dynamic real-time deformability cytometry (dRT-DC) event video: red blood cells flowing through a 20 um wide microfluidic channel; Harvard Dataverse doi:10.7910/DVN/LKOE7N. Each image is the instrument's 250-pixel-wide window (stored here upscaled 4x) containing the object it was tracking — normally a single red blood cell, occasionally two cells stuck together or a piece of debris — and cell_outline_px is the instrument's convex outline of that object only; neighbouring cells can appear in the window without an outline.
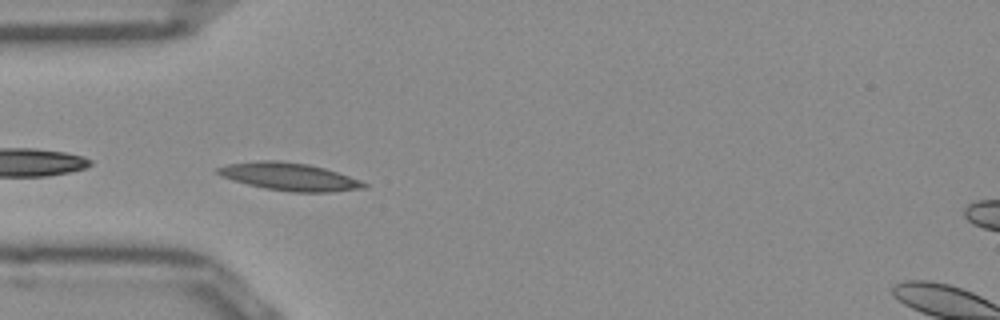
{"species": "Egyptian fruit bat (a non-hibernating species)", "species_latin": "Rousettus aegyptiacus", "temperature_condition": "room temperature", "stored_images_in_passage": 39, "camera_frame_rate_fps": 3000, "um_per_image_px": 0.085, "frame": {"image": 1, "passage_image": 2, "time_ms": 0.333, "image_size_px": [1000, 320], "cell_outline_px": [[368, 188], [332, 192], [292, 192], [264, 188], [232, 180], [220, 176], [216, 172], [216, 168], [228, 164], [260, 160], [276, 160], [308, 164], [324, 168], [360, 180], [368, 184]], "centroid_in_image_um": [24.6, 15.02], "position_along_channel_um": 60.4, "area_um2": 23.58}}
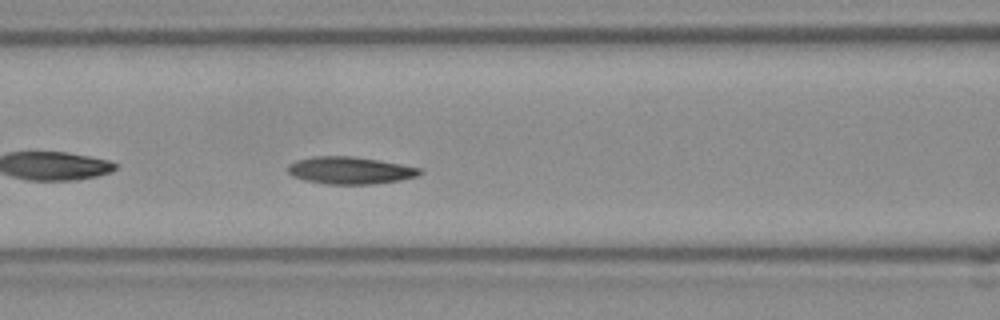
{"frame": {"image": 2, "passage_image": 8, "time_ms": 2.333, "image_size_px": [1000, 320], "cell_outline_px": [[424, 172], [416, 176], [400, 180], [372, 184], [324, 184], [304, 180], [292, 176], [288, 172], [288, 164], [296, 160], [316, 156], [352, 156], [380, 160], [420, 168]], "centroid_in_image_um": [29.74, 14.48], "position_along_channel_um": 136.9, "area_um2": 20.98}}
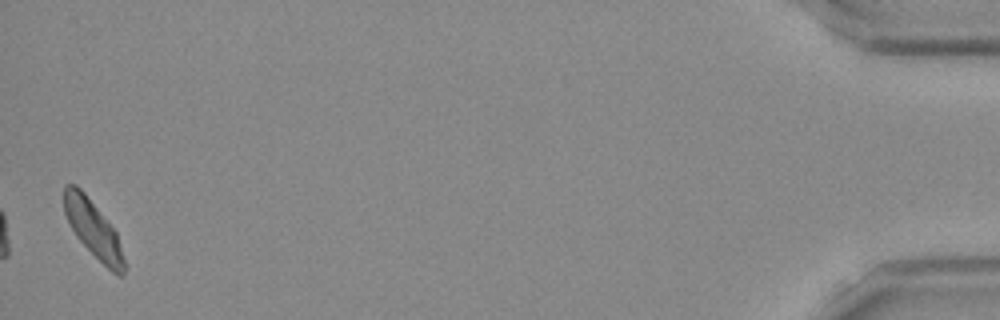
{"frame": {"image": 3, "passage_image": 38, "time_ms": 12.333, "image_size_px": [1000, 320], "cell_outline_px": [[124, 272], [120, 276], [112, 272], [76, 236], [64, 212], [64, 184], [76, 184], [84, 192], [116, 232], [124, 260]], "centroid_in_image_um": [7.9, 19.42], "position_along_channel_um": 427.3, "area_um2": 19.19}, "authors_computed_cell_mechanics": {"area_um2": 20.23, "velocity_mm_per_s": 3.8728, "shape_relaxation_time_tau1_ms": 4.2808, "shape_relaxation_time_tau2_ms": null, "deformation_change_tau1": 0.1258, "deformation_change_tau2": null}}